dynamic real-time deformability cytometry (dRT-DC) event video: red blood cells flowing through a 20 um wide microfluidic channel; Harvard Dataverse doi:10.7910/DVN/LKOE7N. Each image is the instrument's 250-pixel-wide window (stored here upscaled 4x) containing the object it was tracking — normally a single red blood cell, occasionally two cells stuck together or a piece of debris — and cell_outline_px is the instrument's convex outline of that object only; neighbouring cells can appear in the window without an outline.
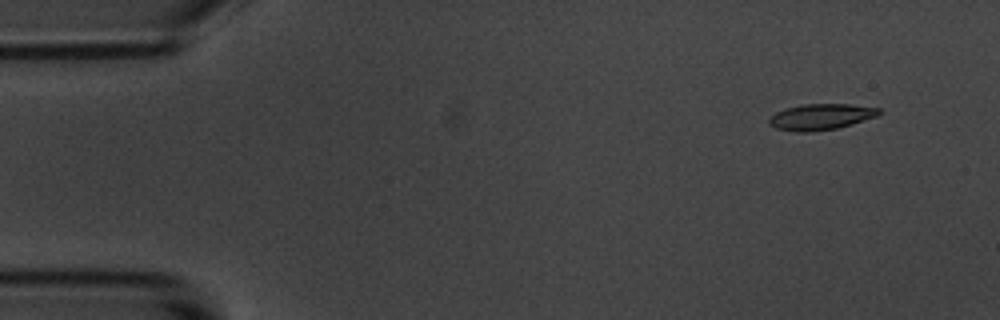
{"species": "common noctule bat (a hibernating species)", "species_latin": "Nyctalus noctula", "temperature_condition": "room temperature", "stored_images_in_passage": 9, "camera_frame_rate_fps": 3000, "um_per_image_px": 0.085, "animal": {"sex": "male", "body_mass_g": 20.1, "forearm_length_mm": 53.5}, "frame": {"image": 1, "passage_image": 1, "time_ms": 0.0, "image_size_px": [1000, 320], "cell_outline_px": [[880, 112], [876, 116], [852, 124], [836, 128], [808, 132], [796, 132], [776, 128], [768, 124], [768, 120], [776, 112], [784, 108], [800, 104], [848, 104], [880, 108]], "centroid_in_image_um": [69.73, 9.92], "position_along_channel_um": 15.3, "area_um2": 16.59}}
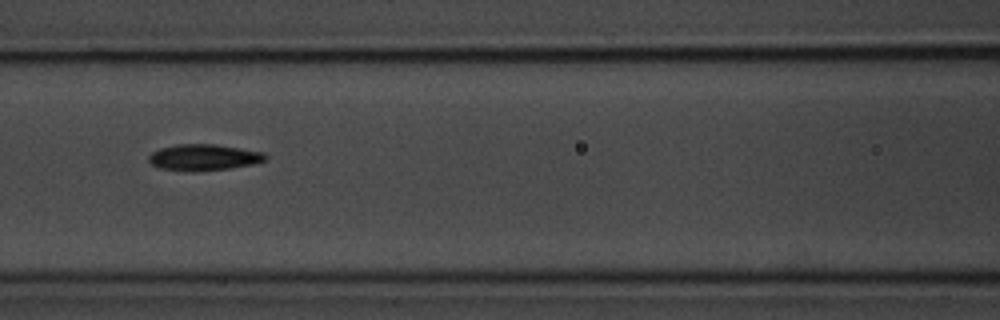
{"frame": {"image": 2, "passage_image": 7, "time_ms": 6.667, "image_size_px": [1000, 320], "cell_outline_px": [[268, 160], [256, 164], [228, 168], [196, 172], [192, 172], [160, 168], [152, 164], [148, 160], [148, 156], [152, 152], [160, 148], [176, 144], [216, 144], [264, 152], [268, 156]], "centroid_in_image_um": [17.35, 13.38], "position_along_channel_um": 149.2, "area_um2": 18.09}}
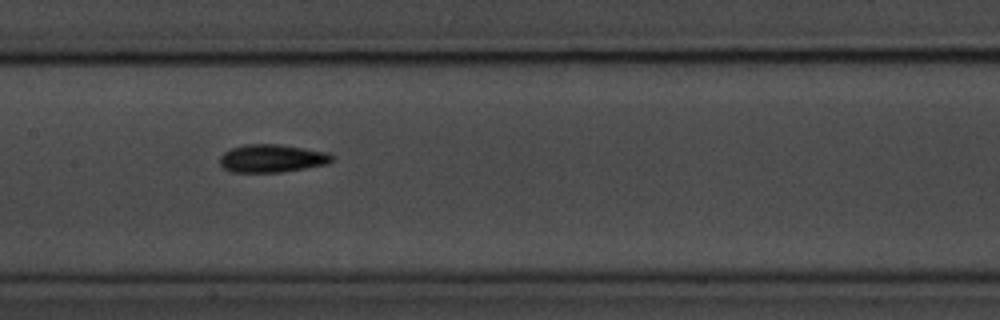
{"frame": {"image": 3, "passage_image": 8, "time_ms": 7.667, "image_size_px": [1000, 320], "cell_outline_px": [[332, 160], [324, 164], [304, 168], [280, 172], [232, 172], [224, 168], [220, 164], [220, 156], [224, 152], [232, 148], [244, 144], [280, 144], [328, 152], [332, 156]], "centroid_in_image_um": [23.07, 13.45], "position_along_channel_um": 184.3, "area_um2": 18.09}}